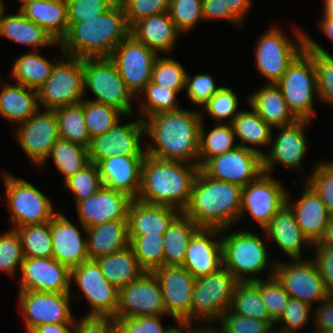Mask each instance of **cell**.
Returning a JSON list of instances; mask_svg holds the SVG:
<instances>
[{
    "label": "cell",
    "instance_id": "obj_1",
    "mask_svg": "<svg viewBox=\"0 0 333 333\" xmlns=\"http://www.w3.org/2000/svg\"><path fill=\"white\" fill-rule=\"evenodd\" d=\"M202 117L200 112L181 108L145 118V133L154 142L147 143L146 154L160 160L198 165Z\"/></svg>",
    "mask_w": 333,
    "mask_h": 333
},
{
    "label": "cell",
    "instance_id": "obj_18",
    "mask_svg": "<svg viewBox=\"0 0 333 333\" xmlns=\"http://www.w3.org/2000/svg\"><path fill=\"white\" fill-rule=\"evenodd\" d=\"M145 133L144 120L121 125L118 121L105 134L91 138L87 148L90 162L97 164L100 160L112 156H146L141 149V136Z\"/></svg>",
    "mask_w": 333,
    "mask_h": 333
},
{
    "label": "cell",
    "instance_id": "obj_60",
    "mask_svg": "<svg viewBox=\"0 0 333 333\" xmlns=\"http://www.w3.org/2000/svg\"><path fill=\"white\" fill-rule=\"evenodd\" d=\"M220 86H216L214 79L208 74H197L194 77L186 74L185 89L193 103L205 105V103L218 92Z\"/></svg>",
    "mask_w": 333,
    "mask_h": 333
},
{
    "label": "cell",
    "instance_id": "obj_10",
    "mask_svg": "<svg viewBox=\"0 0 333 333\" xmlns=\"http://www.w3.org/2000/svg\"><path fill=\"white\" fill-rule=\"evenodd\" d=\"M296 31V46L277 27L269 29L258 40L255 61L259 73L270 80L268 84H277L289 65L305 49V33Z\"/></svg>",
    "mask_w": 333,
    "mask_h": 333
},
{
    "label": "cell",
    "instance_id": "obj_44",
    "mask_svg": "<svg viewBox=\"0 0 333 333\" xmlns=\"http://www.w3.org/2000/svg\"><path fill=\"white\" fill-rule=\"evenodd\" d=\"M305 51L313 58L318 97L333 105V56L305 34Z\"/></svg>",
    "mask_w": 333,
    "mask_h": 333
},
{
    "label": "cell",
    "instance_id": "obj_23",
    "mask_svg": "<svg viewBox=\"0 0 333 333\" xmlns=\"http://www.w3.org/2000/svg\"><path fill=\"white\" fill-rule=\"evenodd\" d=\"M132 198L102 186L94 195L76 204L83 229L113 220H127Z\"/></svg>",
    "mask_w": 333,
    "mask_h": 333
},
{
    "label": "cell",
    "instance_id": "obj_11",
    "mask_svg": "<svg viewBox=\"0 0 333 333\" xmlns=\"http://www.w3.org/2000/svg\"><path fill=\"white\" fill-rule=\"evenodd\" d=\"M3 176L13 229L49 222L57 214L49 198L31 183L7 173Z\"/></svg>",
    "mask_w": 333,
    "mask_h": 333
},
{
    "label": "cell",
    "instance_id": "obj_54",
    "mask_svg": "<svg viewBox=\"0 0 333 333\" xmlns=\"http://www.w3.org/2000/svg\"><path fill=\"white\" fill-rule=\"evenodd\" d=\"M24 256L22 241L15 229L0 235V271L13 275Z\"/></svg>",
    "mask_w": 333,
    "mask_h": 333
},
{
    "label": "cell",
    "instance_id": "obj_63",
    "mask_svg": "<svg viewBox=\"0 0 333 333\" xmlns=\"http://www.w3.org/2000/svg\"><path fill=\"white\" fill-rule=\"evenodd\" d=\"M316 257L313 261L323 278L328 295H333V248L316 247Z\"/></svg>",
    "mask_w": 333,
    "mask_h": 333
},
{
    "label": "cell",
    "instance_id": "obj_69",
    "mask_svg": "<svg viewBox=\"0 0 333 333\" xmlns=\"http://www.w3.org/2000/svg\"><path fill=\"white\" fill-rule=\"evenodd\" d=\"M313 246L333 248V215H330L322 237Z\"/></svg>",
    "mask_w": 333,
    "mask_h": 333
},
{
    "label": "cell",
    "instance_id": "obj_38",
    "mask_svg": "<svg viewBox=\"0 0 333 333\" xmlns=\"http://www.w3.org/2000/svg\"><path fill=\"white\" fill-rule=\"evenodd\" d=\"M4 14L0 19V36L35 48L59 44L42 27L28 20L20 10L16 15Z\"/></svg>",
    "mask_w": 333,
    "mask_h": 333
},
{
    "label": "cell",
    "instance_id": "obj_13",
    "mask_svg": "<svg viewBox=\"0 0 333 333\" xmlns=\"http://www.w3.org/2000/svg\"><path fill=\"white\" fill-rule=\"evenodd\" d=\"M199 169L210 178L245 187L263 173V159L259 152L238 146L209 158Z\"/></svg>",
    "mask_w": 333,
    "mask_h": 333
},
{
    "label": "cell",
    "instance_id": "obj_70",
    "mask_svg": "<svg viewBox=\"0 0 333 333\" xmlns=\"http://www.w3.org/2000/svg\"><path fill=\"white\" fill-rule=\"evenodd\" d=\"M320 27L322 32L333 41V17L324 16L321 20Z\"/></svg>",
    "mask_w": 333,
    "mask_h": 333
},
{
    "label": "cell",
    "instance_id": "obj_65",
    "mask_svg": "<svg viewBox=\"0 0 333 333\" xmlns=\"http://www.w3.org/2000/svg\"><path fill=\"white\" fill-rule=\"evenodd\" d=\"M203 18L204 19H226L230 20L233 24L241 26V23L229 12L228 8L224 6L222 0H203L202 2Z\"/></svg>",
    "mask_w": 333,
    "mask_h": 333
},
{
    "label": "cell",
    "instance_id": "obj_30",
    "mask_svg": "<svg viewBox=\"0 0 333 333\" xmlns=\"http://www.w3.org/2000/svg\"><path fill=\"white\" fill-rule=\"evenodd\" d=\"M267 237L275 241L279 248L290 256V259H301V246L313 244L303 234L298 226L295 215L291 208L285 203L283 207L273 216L270 223L264 228Z\"/></svg>",
    "mask_w": 333,
    "mask_h": 333
},
{
    "label": "cell",
    "instance_id": "obj_47",
    "mask_svg": "<svg viewBox=\"0 0 333 333\" xmlns=\"http://www.w3.org/2000/svg\"><path fill=\"white\" fill-rule=\"evenodd\" d=\"M24 257L51 258L53 254L51 221L17 228Z\"/></svg>",
    "mask_w": 333,
    "mask_h": 333
},
{
    "label": "cell",
    "instance_id": "obj_32",
    "mask_svg": "<svg viewBox=\"0 0 333 333\" xmlns=\"http://www.w3.org/2000/svg\"><path fill=\"white\" fill-rule=\"evenodd\" d=\"M87 232V253L90 260H96L129 247L128 221L113 220L94 227Z\"/></svg>",
    "mask_w": 333,
    "mask_h": 333
},
{
    "label": "cell",
    "instance_id": "obj_29",
    "mask_svg": "<svg viewBox=\"0 0 333 333\" xmlns=\"http://www.w3.org/2000/svg\"><path fill=\"white\" fill-rule=\"evenodd\" d=\"M179 213L173 207L147 204L134 199L128 209V235H164Z\"/></svg>",
    "mask_w": 333,
    "mask_h": 333
},
{
    "label": "cell",
    "instance_id": "obj_62",
    "mask_svg": "<svg viewBox=\"0 0 333 333\" xmlns=\"http://www.w3.org/2000/svg\"><path fill=\"white\" fill-rule=\"evenodd\" d=\"M116 325L123 333H166L160 316H139L136 318H115Z\"/></svg>",
    "mask_w": 333,
    "mask_h": 333
},
{
    "label": "cell",
    "instance_id": "obj_33",
    "mask_svg": "<svg viewBox=\"0 0 333 333\" xmlns=\"http://www.w3.org/2000/svg\"><path fill=\"white\" fill-rule=\"evenodd\" d=\"M20 11L28 20L42 27L56 42H60L67 33L66 0L34 1L26 4Z\"/></svg>",
    "mask_w": 333,
    "mask_h": 333
},
{
    "label": "cell",
    "instance_id": "obj_27",
    "mask_svg": "<svg viewBox=\"0 0 333 333\" xmlns=\"http://www.w3.org/2000/svg\"><path fill=\"white\" fill-rule=\"evenodd\" d=\"M52 257L70 270L89 259L86 239L63 214L57 213L51 220Z\"/></svg>",
    "mask_w": 333,
    "mask_h": 333
},
{
    "label": "cell",
    "instance_id": "obj_2",
    "mask_svg": "<svg viewBox=\"0 0 333 333\" xmlns=\"http://www.w3.org/2000/svg\"><path fill=\"white\" fill-rule=\"evenodd\" d=\"M130 34L125 10L117 1L105 13L82 23H68L60 40L62 54L81 59L110 58L113 50Z\"/></svg>",
    "mask_w": 333,
    "mask_h": 333
},
{
    "label": "cell",
    "instance_id": "obj_26",
    "mask_svg": "<svg viewBox=\"0 0 333 333\" xmlns=\"http://www.w3.org/2000/svg\"><path fill=\"white\" fill-rule=\"evenodd\" d=\"M146 156L115 155L97 163L103 186L137 199L141 185V168Z\"/></svg>",
    "mask_w": 333,
    "mask_h": 333
},
{
    "label": "cell",
    "instance_id": "obj_71",
    "mask_svg": "<svg viewBox=\"0 0 333 333\" xmlns=\"http://www.w3.org/2000/svg\"><path fill=\"white\" fill-rule=\"evenodd\" d=\"M176 322L178 323V326H180L181 329L176 327H171V328L168 327L166 333H190V327H192L191 321H176Z\"/></svg>",
    "mask_w": 333,
    "mask_h": 333
},
{
    "label": "cell",
    "instance_id": "obj_3",
    "mask_svg": "<svg viewBox=\"0 0 333 333\" xmlns=\"http://www.w3.org/2000/svg\"><path fill=\"white\" fill-rule=\"evenodd\" d=\"M242 187L198 170L188 205L182 211L199 227L225 229L239 221Z\"/></svg>",
    "mask_w": 333,
    "mask_h": 333
},
{
    "label": "cell",
    "instance_id": "obj_57",
    "mask_svg": "<svg viewBox=\"0 0 333 333\" xmlns=\"http://www.w3.org/2000/svg\"><path fill=\"white\" fill-rule=\"evenodd\" d=\"M321 197L328 212L333 215V162H322L306 181Z\"/></svg>",
    "mask_w": 333,
    "mask_h": 333
},
{
    "label": "cell",
    "instance_id": "obj_5",
    "mask_svg": "<svg viewBox=\"0 0 333 333\" xmlns=\"http://www.w3.org/2000/svg\"><path fill=\"white\" fill-rule=\"evenodd\" d=\"M83 72L84 94L88 88L96 96L90 101L112 106L122 112L123 116L132 115L130 100L134 96L110 58L83 59Z\"/></svg>",
    "mask_w": 333,
    "mask_h": 333
},
{
    "label": "cell",
    "instance_id": "obj_61",
    "mask_svg": "<svg viewBox=\"0 0 333 333\" xmlns=\"http://www.w3.org/2000/svg\"><path fill=\"white\" fill-rule=\"evenodd\" d=\"M311 306L306 302L290 297L283 314L276 322L285 323L286 326L281 327L282 330L296 332L297 329L305 326V323L309 320Z\"/></svg>",
    "mask_w": 333,
    "mask_h": 333
},
{
    "label": "cell",
    "instance_id": "obj_46",
    "mask_svg": "<svg viewBox=\"0 0 333 333\" xmlns=\"http://www.w3.org/2000/svg\"><path fill=\"white\" fill-rule=\"evenodd\" d=\"M131 247L139 265L145 272L164 266V235H129Z\"/></svg>",
    "mask_w": 333,
    "mask_h": 333
},
{
    "label": "cell",
    "instance_id": "obj_53",
    "mask_svg": "<svg viewBox=\"0 0 333 333\" xmlns=\"http://www.w3.org/2000/svg\"><path fill=\"white\" fill-rule=\"evenodd\" d=\"M272 271L266 281L260 279V292L270 318L276 323L283 314L290 296L273 276L274 269Z\"/></svg>",
    "mask_w": 333,
    "mask_h": 333
},
{
    "label": "cell",
    "instance_id": "obj_9",
    "mask_svg": "<svg viewBox=\"0 0 333 333\" xmlns=\"http://www.w3.org/2000/svg\"><path fill=\"white\" fill-rule=\"evenodd\" d=\"M221 239L223 267L238 282L259 280L253 274L263 272L269 261L267 248L260 236L240 230ZM246 273L253 277L245 278Z\"/></svg>",
    "mask_w": 333,
    "mask_h": 333
},
{
    "label": "cell",
    "instance_id": "obj_75",
    "mask_svg": "<svg viewBox=\"0 0 333 333\" xmlns=\"http://www.w3.org/2000/svg\"><path fill=\"white\" fill-rule=\"evenodd\" d=\"M22 2L19 10H21L26 4L30 3V2H34V1H39V0H20Z\"/></svg>",
    "mask_w": 333,
    "mask_h": 333
},
{
    "label": "cell",
    "instance_id": "obj_77",
    "mask_svg": "<svg viewBox=\"0 0 333 333\" xmlns=\"http://www.w3.org/2000/svg\"><path fill=\"white\" fill-rule=\"evenodd\" d=\"M110 333H123L121 329L116 325Z\"/></svg>",
    "mask_w": 333,
    "mask_h": 333
},
{
    "label": "cell",
    "instance_id": "obj_55",
    "mask_svg": "<svg viewBox=\"0 0 333 333\" xmlns=\"http://www.w3.org/2000/svg\"><path fill=\"white\" fill-rule=\"evenodd\" d=\"M204 106L207 113L219 123H222L223 119L229 117L231 119L229 123L231 124L240 112L237 111V95L232 89L223 86H221L216 94L210 97Z\"/></svg>",
    "mask_w": 333,
    "mask_h": 333
},
{
    "label": "cell",
    "instance_id": "obj_45",
    "mask_svg": "<svg viewBox=\"0 0 333 333\" xmlns=\"http://www.w3.org/2000/svg\"><path fill=\"white\" fill-rule=\"evenodd\" d=\"M50 156L65 180L91 163L86 147L62 138L52 146L48 157Z\"/></svg>",
    "mask_w": 333,
    "mask_h": 333
},
{
    "label": "cell",
    "instance_id": "obj_49",
    "mask_svg": "<svg viewBox=\"0 0 333 333\" xmlns=\"http://www.w3.org/2000/svg\"><path fill=\"white\" fill-rule=\"evenodd\" d=\"M186 71L172 58H159L154 61L151 81L161 87L178 93L185 89Z\"/></svg>",
    "mask_w": 333,
    "mask_h": 333
},
{
    "label": "cell",
    "instance_id": "obj_42",
    "mask_svg": "<svg viewBox=\"0 0 333 333\" xmlns=\"http://www.w3.org/2000/svg\"><path fill=\"white\" fill-rule=\"evenodd\" d=\"M54 113L58 121L60 138L88 148L91 137L85 123L83 103L56 108Z\"/></svg>",
    "mask_w": 333,
    "mask_h": 333
},
{
    "label": "cell",
    "instance_id": "obj_6",
    "mask_svg": "<svg viewBox=\"0 0 333 333\" xmlns=\"http://www.w3.org/2000/svg\"><path fill=\"white\" fill-rule=\"evenodd\" d=\"M297 120L311 121L313 99L318 88L313 58L303 50L289 65L281 80L276 84Z\"/></svg>",
    "mask_w": 333,
    "mask_h": 333
},
{
    "label": "cell",
    "instance_id": "obj_21",
    "mask_svg": "<svg viewBox=\"0 0 333 333\" xmlns=\"http://www.w3.org/2000/svg\"><path fill=\"white\" fill-rule=\"evenodd\" d=\"M17 139L24 152L34 164L42 167L48 159L52 146L60 138L58 121L54 110H39L27 121L19 124Z\"/></svg>",
    "mask_w": 333,
    "mask_h": 333
},
{
    "label": "cell",
    "instance_id": "obj_72",
    "mask_svg": "<svg viewBox=\"0 0 333 333\" xmlns=\"http://www.w3.org/2000/svg\"><path fill=\"white\" fill-rule=\"evenodd\" d=\"M195 328V329H194ZM190 329V333H223L221 329H213V328H204V327H194Z\"/></svg>",
    "mask_w": 333,
    "mask_h": 333
},
{
    "label": "cell",
    "instance_id": "obj_76",
    "mask_svg": "<svg viewBox=\"0 0 333 333\" xmlns=\"http://www.w3.org/2000/svg\"><path fill=\"white\" fill-rule=\"evenodd\" d=\"M272 333H299L298 331H296V332H292V331H285V330H282L281 328H280V330H277V331H272Z\"/></svg>",
    "mask_w": 333,
    "mask_h": 333
},
{
    "label": "cell",
    "instance_id": "obj_40",
    "mask_svg": "<svg viewBox=\"0 0 333 333\" xmlns=\"http://www.w3.org/2000/svg\"><path fill=\"white\" fill-rule=\"evenodd\" d=\"M230 310H233L232 312L239 316L261 321H273L261 297L260 279L235 284Z\"/></svg>",
    "mask_w": 333,
    "mask_h": 333
},
{
    "label": "cell",
    "instance_id": "obj_17",
    "mask_svg": "<svg viewBox=\"0 0 333 333\" xmlns=\"http://www.w3.org/2000/svg\"><path fill=\"white\" fill-rule=\"evenodd\" d=\"M286 197L287 191L280 185V182L263 172L254 181L242 187L239 218L241 219L248 211L264 229L286 203Z\"/></svg>",
    "mask_w": 333,
    "mask_h": 333
},
{
    "label": "cell",
    "instance_id": "obj_4",
    "mask_svg": "<svg viewBox=\"0 0 333 333\" xmlns=\"http://www.w3.org/2000/svg\"><path fill=\"white\" fill-rule=\"evenodd\" d=\"M198 170V165L146 155L142 163L137 200L173 207L182 212L189 203L191 187Z\"/></svg>",
    "mask_w": 333,
    "mask_h": 333
},
{
    "label": "cell",
    "instance_id": "obj_8",
    "mask_svg": "<svg viewBox=\"0 0 333 333\" xmlns=\"http://www.w3.org/2000/svg\"><path fill=\"white\" fill-rule=\"evenodd\" d=\"M238 281L225 267L195 280L190 310V321L218 320L232 305ZM209 319V320H208Z\"/></svg>",
    "mask_w": 333,
    "mask_h": 333
},
{
    "label": "cell",
    "instance_id": "obj_31",
    "mask_svg": "<svg viewBox=\"0 0 333 333\" xmlns=\"http://www.w3.org/2000/svg\"><path fill=\"white\" fill-rule=\"evenodd\" d=\"M137 40L153 51H170L181 32L168 11L139 20L130 28Z\"/></svg>",
    "mask_w": 333,
    "mask_h": 333
},
{
    "label": "cell",
    "instance_id": "obj_28",
    "mask_svg": "<svg viewBox=\"0 0 333 333\" xmlns=\"http://www.w3.org/2000/svg\"><path fill=\"white\" fill-rule=\"evenodd\" d=\"M288 195L287 193L286 204L293 211L301 231L312 244L317 243L322 237L331 215L321 197L307 182L305 190L297 202L290 203Z\"/></svg>",
    "mask_w": 333,
    "mask_h": 333
},
{
    "label": "cell",
    "instance_id": "obj_34",
    "mask_svg": "<svg viewBox=\"0 0 333 333\" xmlns=\"http://www.w3.org/2000/svg\"><path fill=\"white\" fill-rule=\"evenodd\" d=\"M250 107L272 128L292 125L297 119L276 84H268L249 97Z\"/></svg>",
    "mask_w": 333,
    "mask_h": 333
},
{
    "label": "cell",
    "instance_id": "obj_35",
    "mask_svg": "<svg viewBox=\"0 0 333 333\" xmlns=\"http://www.w3.org/2000/svg\"><path fill=\"white\" fill-rule=\"evenodd\" d=\"M1 85V78H0ZM36 90L15 82L0 87V114L18 124L27 121L39 109Z\"/></svg>",
    "mask_w": 333,
    "mask_h": 333
},
{
    "label": "cell",
    "instance_id": "obj_66",
    "mask_svg": "<svg viewBox=\"0 0 333 333\" xmlns=\"http://www.w3.org/2000/svg\"><path fill=\"white\" fill-rule=\"evenodd\" d=\"M323 305L316 309L317 329H333V295H328L321 301Z\"/></svg>",
    "mask_w": 333,
    "mask_h": 333
},
{
    "label": "cell",
    "instance_id": "obj_12",
    "mask_svg": "<svg viewBox=\"0 0 333 333\" xmlns=\"http://www.w3.org/2000/svg\"><path fill=\"white\" fill-rule=\"evenodd\" d=\"M157 52L129 34L112 52L110 59L116 65L126 87L135 96L152 79V68Z\"/></svg>",
    "mask_w": 333,
    "mask_h": 333
},
{
    "label": "cell",
    "instance_id": "obj_59",
    "mask_svg": "<svg viewBox=\"0 0 333 333\" xmlns=\"http://www.w3.org/2000/svg\"><path fill=\"white\" fill-rule=\"evenodd\" d=\"M125 10L128 26L152 15L169 11L170 0H118Z\"/></svg>",
    "mask_w": 333,
    "mask_h": 333
},
{
    "label": "cell",
    "instance_id": "obj_68",
    "mask_svg": "<svg viewBox=\"0 0 333 333\" xmlns=\"http://www.w3.org/2000/svg\"><path fill=\"white\" fill-rule=\"evenodd\" d=\"M31 333H76V331L73 322L72 324H42L36 327Z\"/></svg>",
    "mask_w": 333,
    "mask_h": 333
},
{
    "label": "cell",
    "instance_id": "obj_50",
    "mask_svg": "<svg viewBox=\"0 0 333 333\" xmlns=\"http://www.w3.org/2000/svg\"><path fill=\"white\" fill-rule=\"evenodd\" d=\"M142 92L146 98V103L142 104L140 116L142 120L160 112L180 109L178 108L179 103L176 101L177 91L169 90L150 81Z\"/></svg>",
    "mask_w": 333,
    "mask_h": 333
},
{
    "label": "cell",
    "instance_id": "obj_48",
    "mask_svg": "<svg viewBox=\"0 0 333 333\" xmlns=\"http://www.w3.org/2000/svg\"><path fill=\"white\" fill-rule=\"evenodd\" d=\"M84 117L88 133L91 138L105 134L120 119L122 112L116 108L90 100H82Z\"/></svg>",
    "mask_w": 333,
    "mask_h": 333
},
{
    "label": "cell",
    "instance_id": "obj_51",
    "mask_svg": "<svg viewBox=\"0 0 333 333\" xmlns=\"http://www.w3.org/2000/svg\"><path fill=\"white\" fill-rule=\"evenodd\" d=\"M65 185L75 196V204L94 195L102 186L97 164L90 163L84 169L65 180Z\"/></svg>",
    "mask_w": 333,
    "mask_h": 333
},
{
    "label": "cell",
    "instance_id": "obj_36",
    "mask_svg": "<svg viewBox=\"0 0 333 333\" xmlns=\"http://www.w3.org/2000/svg\"><path fill=\"white\" fill-rule=\"evenodd\" d=\"M95 261L108 282L118 290L139 279L145 273L130 246Z\"/></svg>",
    "mask_w": 333,
    "mask_h": 333
},
{
    "label": "cell",
    "instance_id": "obj_16",
    "mask_svg": "<svg viewBox=\"0 0 333 333\" xmlns=\"http://www.w3.org/2000/svg\"><path fill=\"white\" fill-rule=\"evenodd\" d=\"M74 279L92 306L87 315L115 317L119 303V290L103 275L95 260H88L71 269Z\"/></svg>",
    "mask_w": 333,
    "mask_h": 333
},
{
    "label": "cell",
    "instance_id": "obj_58",
    "mask_svg": "<svg viewBox=\"0 0 333 333\" xmlns=\"http://www.w3.org/2000/svg\"><path fill=\"white\" fill-rule=\"evenodd\" d=\"M118 0H66L68 23H82L105 13Z\"/></svg>",
    "mask_w": 333,
    "mask_h": 333
},
{
    "label": "cell",
    "instance_id": "obj_78",
    "mask_svg": "<svg viewBox=\"0 0 333 333\" xmlns=\"http://www.w3.org/2000/svg\"><path fill=\"white\" fill-rule=\"evenodd\" d=\"M5 9L6 8H4V4H3L2 0H0V19H1V16H2Z\"/></svg>",
    "mask_w": 333,
    "mask_h": 333
},
{
    "label": "cell",
    "instance_id": "obj_52",
    "mask_svg": "<svg viewBox=\"0 0 333 333\" xmlns=\"http://www.w3.org/2000/svg\"><path fill=\"white\" fill-rule=\"evenodd\" d=\"M203 0H170L169 14L176 28L182 33L188 32L203 19Z\"/></svg>",
    "mask_w": 333,
    "mask_h": 333
},
{
    "label": "cell",
    "instance_id": "obj_74",
    "mask_svg": "<svg viewBox=\"0 0 333 333\" xmlns=\"http://www.w3.org/2000/svg\"><path fill=\"white\" fill-rule=\"evenodd\" d=\"M315 333H333V329H317Z\"/></svg>",
    "mask_w": 333,
    "mask_h": 333
},
{
    "label": "cell",
    "instance_id": "obj_56",
    "mask_svg": "<svg viewBox=\"0 0 333 333\" xmlns=\"http://www.w3.org/2000/svg\"><path fill=\"white\" fill-rule=\"evenodd\" d=\"M221 331L223 333H272L269 331L275 323L274 321H261L258 319L239 316L228 310L220 317Z\"/></svg>",
    "mask_w": 333,
    "mask_h": 333
},
{
    "label": "cell",
    "instance_id": "obj_15",
    "mask_svg": "<svg viewBox=\"0 0 333 333\" xmlns=\"http://www.w3.org/2000/svg\"><path fill=\"white\" fill-rule=\"evenodd\" d=\"M19 303L26 333L42 324H72L70 293L20 291Z\"/></svg>",
    "mask_w": 333,
    "mask_h": 333
},
{
    "label": "cell",
    "instance_id": "obj_73",
    "mask_svg": "<svg viewBox=\"0 0 333 333\" xmlns=\"http://www.w3.org/2000/svg\"><path fill=\"white\" fill-rule=\"evenodd\" d=\"M324 16L333 17V0H325Z\"/></svg>",
    "mask_w": 333,
    "mask_h": 333
},
{
    "label": "cell",
    "instance_id": "obj_43",
    "mask_svg": "<svg viewBox=\"0 0 333 333\" xmlns=\"http://www.w3.org/2000/svg\"><path fill=\"white\" fill-rule=\"evenodd\" d=\"M203 123L201 122L198 166L199 168L209 159L216 155L236 149L239 145L234 144L236 138L233 127L230 123L217 125L208 133L204 132ZM206 133V134H205Z\"/></svg>",
    "mask_w": 333,
    "mask_h": 333
},
{
    "label": "cell",
    "instance_id": "obj_25",
    "mask_svg": "<svg viewBox=\"0 0 333 333\" xmlns=\"http://www.w3.org/2000/svg\"><path fill=\"white\" fill-rule=\"evenodd\" d=\"M309 123L310 121L307 120H297L292 125L279 127L281 131L274 138V142L271 141V151L262 156L263 172L269 173L273 170L275 163L299 169L307 149V138H305L303 128Z\"/></svg>",
    "mask_w": 333,
    "mask_h": 333
},
{
    "label": "cell",
    "instance_id": "obj_14",
    "mask_svg": "<svg viewBox=\"0 0 333 333\" xmlns=\"http://www.w3.org/2000/svg\"><path fill=\"white\" fill-rule=\"evenodd\" d=\"M274 277L291 298L312 305L322 301L328 294L316 263L308 259H296L293 263H274Z\"/></svg>",
    "mask_w": 333,
    "mask_h": 333
},
{
    "label": "cell",
    "instance_id": "obj_7",
    "mask_svg": "<svg viewBox=\"0 0 333 333\" xmlns=\"http://www.w3.org/2000/svg\"><path fill=\"white\" fill-rule=\"evenodd\" d=\"M49 78L37 90L39 105L46 110L82 102L84 94L83 59L63 54ZM61 61V62H60ZM41 103V104H40Z\"/></svg>",
    "mask_w": 333,
    "mask_h": 333
},
{
    "label": "cell",
    "instance_id": "obj_19",
    "mask_svg": "<svg viewBox=\"0 0 333 333\" xmlns=\"http://www.w3.org/2000/svg\"><path fill=\"white\" fill-rule=\"evenodd\" d=\"M166 314L160 284L151 272L119 290V303L114 318H136Z\"/></svg>",
    "mask_w": 333,
    "mask_h": 333
},
{
    "label": "cell",
    "instance_id": "obj_24",
    "mask_svg": "<svg viewBox=\"0 0 333 333\" xmlns=\"http://www.w3.org/2000/svg\"><path fill=\"white\" fill-rule=\"evenodd\" d=\"M221 230L200 227L191 237L183 267L195 279L208 276L223 267L222 239L219 242L214 240Z\"/></svg>",
    "mask_w": 333,
    "mask_h": 333
},
{
    "label": "cell",
    "instance_id": "obj_22",
    "mask_svg": "<svg viewBox=\"0 0 333 333\" xmlns=\"http://www.w3.org/2000/svg\"><path fill=\"white\" fill-rule=\"evenodd\" d=\"M20 291L70 293L71 270L53 257H24Z\"/></svg>",
    "mask_w": 333,
    "mask_h": 333
},
{
    "label": "cell",
    "instance_id": "obj_37",
    "mask_svg": "<svg viewBox=\"0 0 333 333\" xmlns=\"http://www.w3.org/2000/svg\"><path fill=\"white\" fill-rule=\"evenodd\" d=\"M199 228L183 212L172 220L164 233V265L183 266L190 239Z\"/></svg>",
    "mask_w": 333,
    "mask_h": 333
},
{
    "label": "cell",
    "instance_id": "obj_67",
    "mask_svg": "<svg viewBox=\"0 0 333 333\" xmlns=\"http://www.w3.org/2000/svg\"><path fill=\"white\" fill-rule=\"evenodd\" d=\"M224 6L228 8L229 12L242 23L244 16L249 9L251 0H222Z\"/></svg>",
    "mask_w": 333,
    "mask_h": 333
},
{
    "label": "cell",
    "instance_id": "obj_64",
    "mask_svg": "<svg viewBox=\"0 0 333 333\" xmlns=\"http://www.w3.org/2000/svg\"><path fill=\"white\" fill-rule=\"evenodd\" d=\"M76 333H110L116 320L109 316L86 315L78 323L74 321Z\"/></svg>",
    "mask_w": 333,
    "mask_h": 333
},
{
    "label": "cell",
    "instance_id": "obj_41",
    "mask_svg": "<svg viewBox=\"0 0 333 333\" xmlns=\"http://www.w3.org/2000/svg\"><path fill=\"white\" fill-rule=\"evenodd\" d=\"M55 62L40 54L29 52L18 57L12 68V76L18 84L38 90L49 78Z\"/></svg>",
    "mask_w": 333,
    "mask_h": 333
},
{
    "label": "cell",
    "instance_id": "obj_20",
    "mask_svg": "<svg viewBox=\"0 0 333 333\" xmlns=\"http://www.w3.org/2000/svg\"><path fill=\"white\" fill-rule=\"evenodd\" d=\"M152 273L160 284L166 313L176 321H190L196 279L183 266L164 265Z\"/></svg>",
    "mask_w": 333,
    "mask_h": 333
},
{
    "label": "cell",
    "instance_id": "obj_39",
    "mask_svg": "<svg viewBox=\"0 0 333 333\" xmlns=\"http://www.w3.org/2000/svg\"><path fill=\"white\" fill-rule=\"evenodd\" d=\"M234 134L241 139L240 147L253 149L261 153L256 148L245 146L248 143L252 146H269L273 140L272 127L267 124L252 108V111H240L231 123Z\"/></svg>",
    "mask_w": 333,
    "mask_h": 333
}]
</instances>
